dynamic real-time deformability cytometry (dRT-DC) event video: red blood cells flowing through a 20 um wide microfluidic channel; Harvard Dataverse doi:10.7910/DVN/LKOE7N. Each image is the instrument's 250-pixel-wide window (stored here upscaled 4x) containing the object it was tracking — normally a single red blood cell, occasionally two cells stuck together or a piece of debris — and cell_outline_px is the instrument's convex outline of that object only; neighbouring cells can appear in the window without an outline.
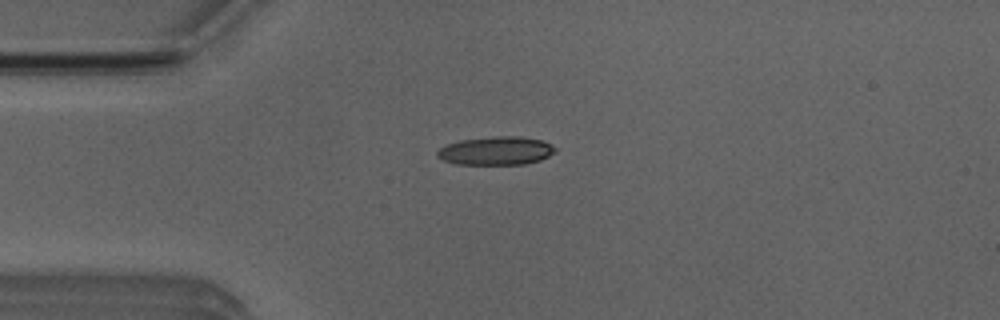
{"species": "Egyptian fruit bat (a non-hibernating species)", "species_latin": "Rousettus aegyptiacus", "temperature_condition": "room temperature", "stored_images_in_passage": 41, "camera_frame_rate_fps": 3000, "um_per_image_px": 0.085, "animal": {"sex": "male"}, "frame": {"image": 1, "passage_image": 2, "time_ms": 0.333, "image_size_px": [1000, 320], "cell_outline_px": [[556, 152], [540, 160], [524, 164], [456, 164], [444, 160], [436, 156], [436, 152], [440, 148], [448, 144], [460, 140], [492, 136], [516, 136], [540, 140], [552, 144], [556, 148]], "centroid_in_image_um": [42.17, 12.81], "position_along_channel_um": 42.8, "area_um2": 19.48}}
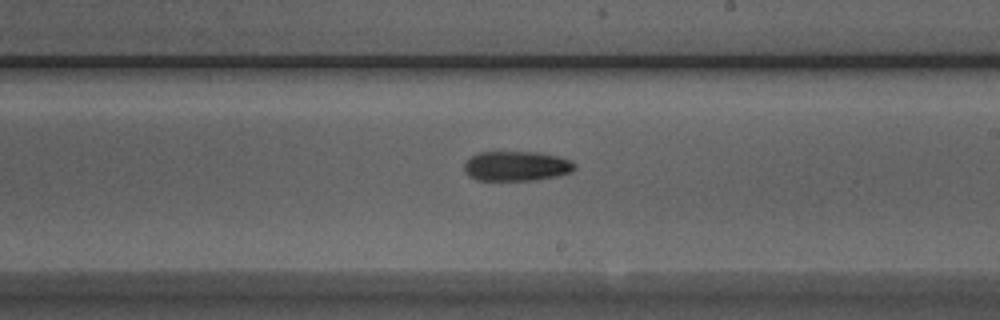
{"frame": {"image": 2, "passage_image": 19, "time_ms": 6.0, "image_size_px": [1000, 320], "cell_outline_px": [[576, 168], [572, 172], [556, 176], [536, 180], [476, 180], [468, 176], [464, 172], [464, 164], [472, 156], [480, 152], [536, 152], [556, 156], [572, 160], [576, 164]], "centroid_in_image_um": [43.91, 14.12], "position_along_channel_um": 245.1, "area_um2": 19.25}}
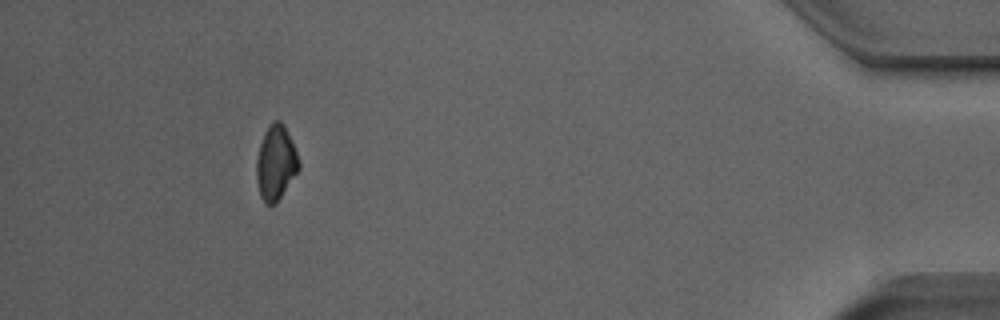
{"frame": {"image": 3, "passage_image": 37, "time_ms": 12.0, "image_size_px": [1000, 320], "cell_outline_px": [[300, 168], [276, 204], [264, 204], [260, 196], [256, 180], [256, 160], [260, 144], [264, 132], [276, 120], [280, 120], [284, 124], [296, 152], [300, 164]], "centroid_in_image_um": [23.43, 13.88], "position_along_channel_um": 411.8, "area_um2": 18.32}, "authors_computed_cell_mechanics": {"area_um2": 19.1318, "velocity_mm_per_s": 3.8961, "shape_relaxation_time_tau1_ms": 4.7299, "shape_relaxation_time_tau2_ms": null, "deformation_change_tau1": 0.1357, "deformation_change_tau2": null}}